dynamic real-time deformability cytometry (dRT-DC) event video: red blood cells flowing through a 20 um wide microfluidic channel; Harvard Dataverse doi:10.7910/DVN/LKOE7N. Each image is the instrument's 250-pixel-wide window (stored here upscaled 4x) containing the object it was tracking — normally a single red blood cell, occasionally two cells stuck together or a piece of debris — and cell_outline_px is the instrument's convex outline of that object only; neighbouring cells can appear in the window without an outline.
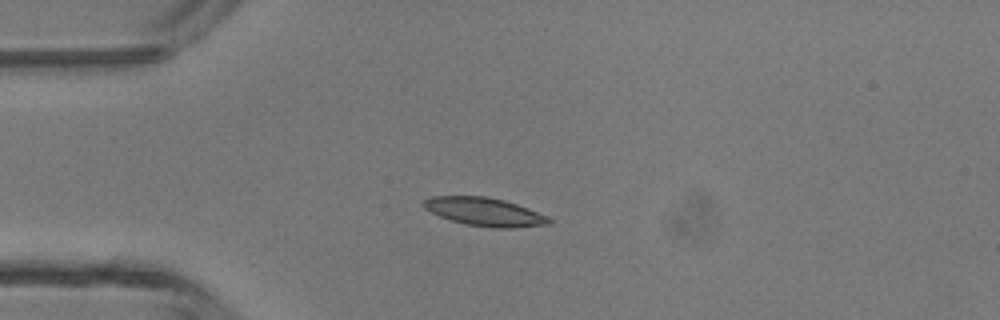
{"species": "common noctule bat (a hibernating species)", "species_latin": "Nyctalus noctula", "temperature_condition": "room temperature", "stored_images_in_passage": 3, "camera_frame_rate_fps": 3000, "um_per_image_px": 0.085, "animal": {"sex": "male", "body_mass_g": 13.3}, "frame": {"image": 1, "passage_image": 3, "time_ms": 0.667, "image_size_px": [1000, 320], "cell_outline_px": [[552, 224], [512, 228], [492, 228], [464, 224], [440, 216], [424, 208], [420, 204], [424, 200], [432, 196], [484, 196], [504, 200], [528, 208], [548, 216], [552, 220]], "centroid_in_image_um": [41.2, 18.01], "position_along_channel_um": 43.8, "area_um2": 20.75}}